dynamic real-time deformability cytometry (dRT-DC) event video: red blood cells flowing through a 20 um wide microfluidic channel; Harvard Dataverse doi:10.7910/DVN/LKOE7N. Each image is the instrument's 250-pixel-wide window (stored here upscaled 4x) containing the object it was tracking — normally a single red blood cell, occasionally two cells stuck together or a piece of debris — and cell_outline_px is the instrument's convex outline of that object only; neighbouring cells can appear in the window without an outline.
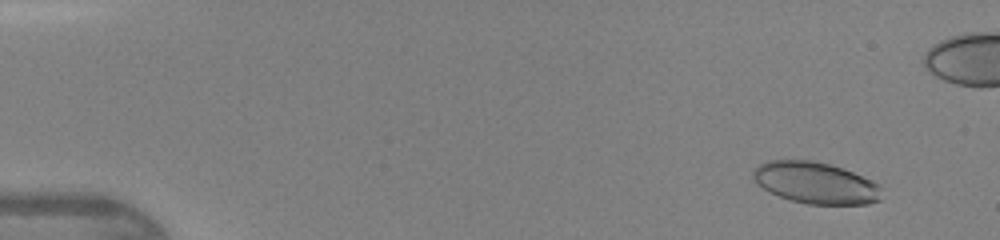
{"species": "human", "species_latin": "Homo sapiens", "temperature_condition": "warm", "stored_images_in_passage": 46, "camera_frame_rate_fps": 3000, "um_per_image_px": 0.085, "donor": {"sex": "female"}, "frame": {"image": 1, "passage_image": 4, "time_ms": 1.0, "image_size_px": [1000, 240], "cell_outline_px": [[880, 200], [868, 204], [808, 204], [792, 200], [780, 196], [756, 184], [752, 180], [752, 172], [760, 164], [768, 160], [812, 160], [828, 164], [852, 172], [872, 180], [880, 184]], "centroid_in_image_um": [69.31, 15.54], "position_along_channel_um": 15.7, "area_um2": 30.92}}
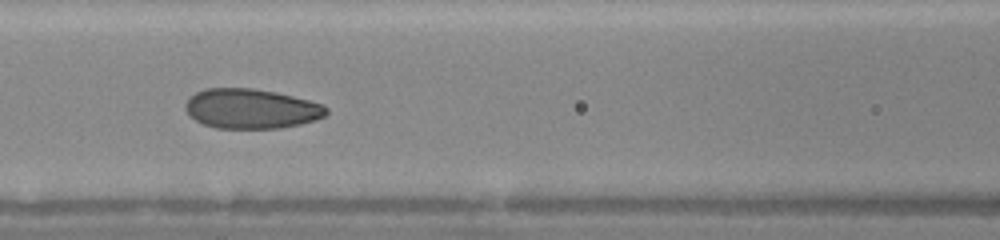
{"frame": {"image": 2, "passage_image": 21, "time_ms": 6.667, "image_size_px": [1000, 240], "cell_outline_px": [[328, 112], [324, 116], [316, 120], [300, 124], [280, 128], [216, 128], [204, 124], [188, 116], [184, 108], [184, 104], [188, 96], [204, 88], [252, 88], [276, 92], [324, 104], [328, 108]], "centroid_in_image_um": [21.32, 9.23], "position_along_channel_um": 145.3, "area_um2": 32.95}}
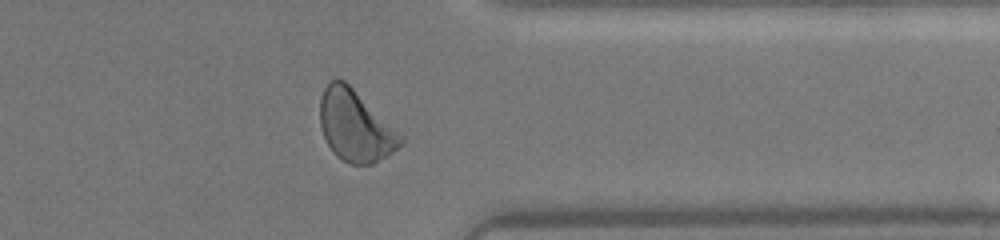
{"frame": {"image": 3, "passage_image": 37, "time_ms": 12.0, "image_size_px": [1000, 240], "cell_outline_px": [[404, 144], [388, 156], [372, 164], [348, 164], [336, 156], [332, 152], [324, 136], [320, 124], [320, 100], [324, 88], [332, 80], [344, 80], [404, 136]], "centroid_in_image_um": [30.22, 10.74], "position_along_channel_um": 381.2, "area_um2": 33.35}}